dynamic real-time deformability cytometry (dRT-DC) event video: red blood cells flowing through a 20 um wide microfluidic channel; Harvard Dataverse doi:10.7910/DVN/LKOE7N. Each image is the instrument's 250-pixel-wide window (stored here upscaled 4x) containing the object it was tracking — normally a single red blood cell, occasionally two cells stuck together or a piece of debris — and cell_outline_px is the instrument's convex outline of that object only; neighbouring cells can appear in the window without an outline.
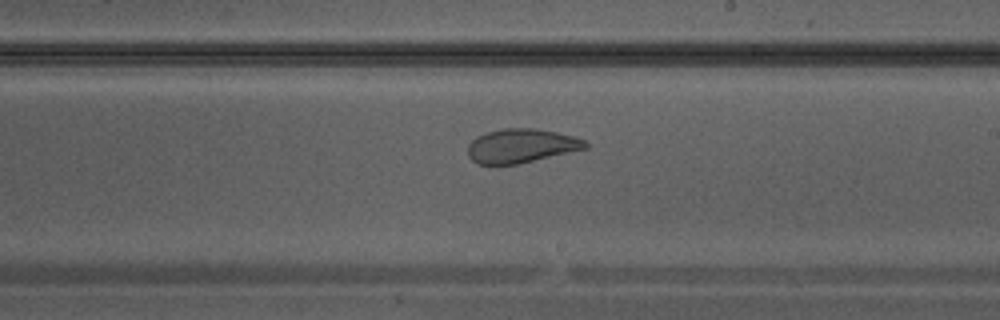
{"species": "Egyptian fruit bat (a non-hibernating species)", "species_latin": "Rousettus aegyptiacus", "temperature_condition": "warm", "stored_images_in_passage": 16, "camera_frame_rate_fps": 3000, "um_per_image_px": 0.085, "animal": {"sex": "male"}, "frame": {"image": 1, "passage_image": 14, "time_ms": 4.333, "image_size_px": [1000, 320], "cell_outline_px": [[588, 148], [516, 164], [476, 164], [468, 156], [468, 144], [476, 136], [488, 132], [504, 128], [536, 128], [576, 136], [584, 140], [588, 144]], "centroid_in_image_um": [44.3, 12.38], "position_along_channel_um": 244.7, "area_um2": 23.24}}